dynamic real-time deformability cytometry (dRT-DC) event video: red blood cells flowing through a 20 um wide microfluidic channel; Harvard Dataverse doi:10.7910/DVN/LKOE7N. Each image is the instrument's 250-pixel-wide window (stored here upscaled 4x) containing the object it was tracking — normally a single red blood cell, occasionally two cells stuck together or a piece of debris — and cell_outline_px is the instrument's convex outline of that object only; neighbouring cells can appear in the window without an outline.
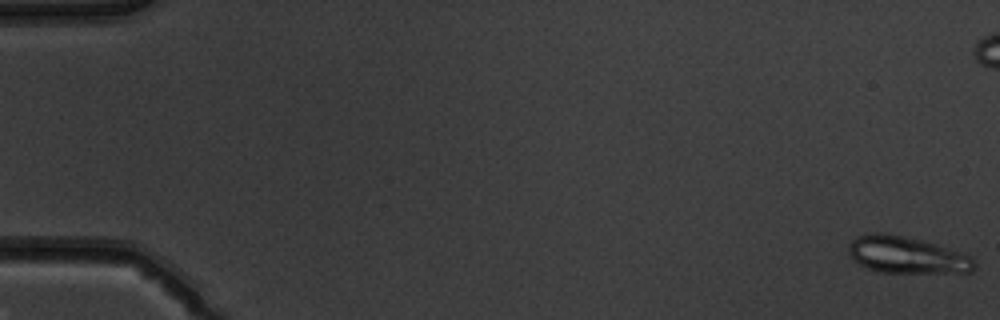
{"species": "common noctule bat (a hibernating species)", "species_latin": "Nyctalus noctula", "temperature_condition": "warm", "stored_images_in_passage": 11, "camera_frame_rate_fps": 3000, "um_per_image_px": 0.085, "animal": {"sex": "male", "body_mass_g": 19.5, "forearm_length_mm": 54.6}, "frame": {"image": 1, "passage_image": 1, "time_ms": 0.0, "image_size_px": [1000, 320], "cell_outline_px": [[976, 268], [972, 272], [880, 272], [868, 268], [860, 264], [848, 252], [848, 244], [856, 236], [876, 232], [884, 232], [904, 236], [920, 240], [972, 256], [976, 264]], "centroid_in_image_um": [77.06, 21.67], "position_along_channel_um": 7.9, "area_um2": 26.65}}